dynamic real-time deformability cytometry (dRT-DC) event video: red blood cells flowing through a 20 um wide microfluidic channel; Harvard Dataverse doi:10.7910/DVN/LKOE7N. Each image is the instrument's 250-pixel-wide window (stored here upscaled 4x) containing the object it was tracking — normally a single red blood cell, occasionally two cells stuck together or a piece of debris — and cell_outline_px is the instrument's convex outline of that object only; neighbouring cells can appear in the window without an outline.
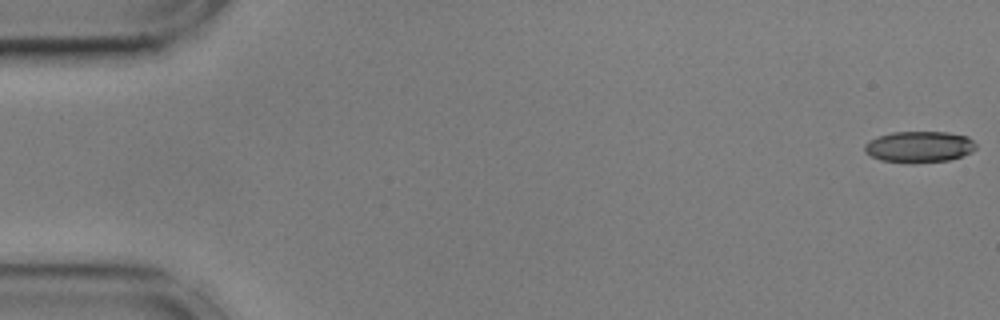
{"species": "common noctule bat (a hibernating species)", "species_latin": "Nyctalus noctula", "temperature_condition": "cold", "stored_images_in_passage": 10, "camera_frame_rate_fps": 3000, "um_per_image_px": 0.085, "animal": {"sex": "male", "body_mass_g": 17.9, "forearm_length_mm": 54.2}, "frame": {"image": 1, "passage_image": 1, "time_ms": 0.0, "image_size_px": [1000, 320], "cell_outline_px": [[976, 148], [972, 152], [948, 160], [908, 164], [880, 160], [864, 152], [864, 144], [868, 140], [892, 132], [948, 132], [968, 136], [976, 144]], "centroid_in_image_um": [78.11, 12.48], "position_along_channel_um": 6.9, "area_um2": 20.46}}